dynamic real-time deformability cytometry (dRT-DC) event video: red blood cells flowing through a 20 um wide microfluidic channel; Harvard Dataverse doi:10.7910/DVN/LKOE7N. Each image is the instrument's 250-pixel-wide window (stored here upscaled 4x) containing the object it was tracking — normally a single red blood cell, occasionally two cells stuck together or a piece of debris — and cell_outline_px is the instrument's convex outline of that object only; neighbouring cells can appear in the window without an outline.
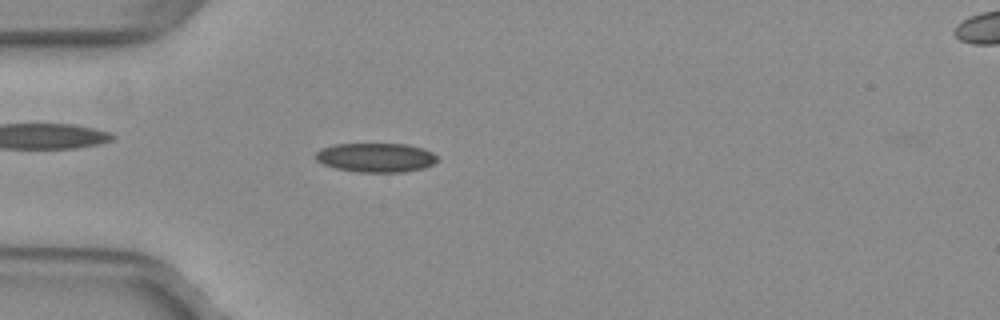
{"species": "common noctule bat (a hibernating species)", "species_latin": "Nyctalus noctula", "temperature_condition": "warm", "stored_images_in_passage": 51, "camera_frame_rate_fps": 3000, "um_per_image_px": 0.085, "animal": {"sex": "female", "body_mass_g": 29.2, "forearm_length_mm": 56.3}, "frame": {"image": 1, "passage_image": 15, "time_ms": 4.667, "image_size_px": [1000, 320], "cell_outline_px": [[436, 160], [432, 164], [424, 168], [404, 172], [356, 172], [336, 168], [324, 164], [316, 160], [316, 152], [320, 148], [336, 144], [408, 144], [424, 148], [432, 152], [436, 156]], "centroid_in_image_um": [31.95, 13.39], "position_along_channel_um": 53.1, "area_um2": 20.69}}
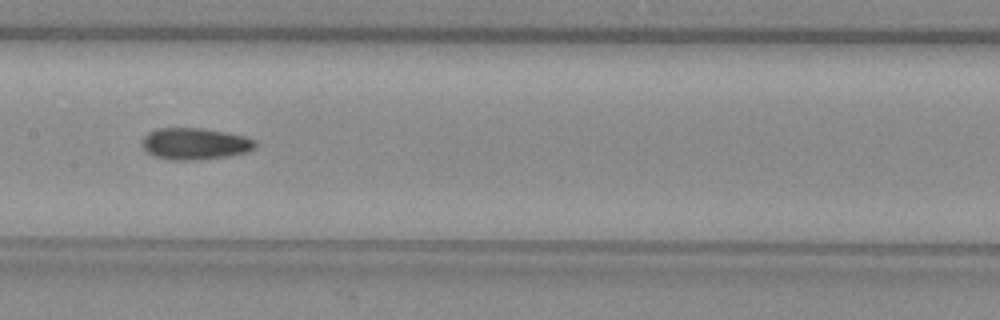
{"frame": {"image": 2, "passage_image": 26, "time_ms": 8.333, "image_size_px": [1000, 320], "cell_outline_px": [[256, 148], [248, 152], [228, 156], [192, 160], [168, 160], [152, 156], [144, 148], [144, 136], [148, 132], [156, 128], [200, 128], [224, 132], [244, 136], [256, 140]], "centroid_in_image_um": [16.58, 12.22], "position_along_channel_um": 190.8, "area_um2": 20.87}}
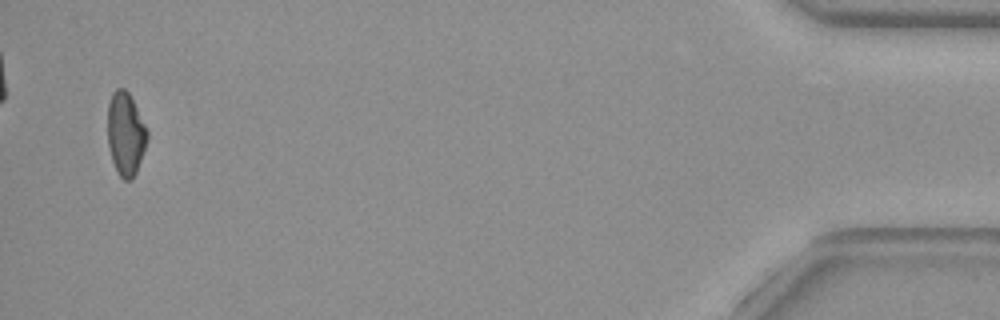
{"frame": {"image": 3, "passage_image": 50, "time_ms": 16.333, "image_size_px": [1000, 320], "cell_outline_px": [[148, 140], [136, 172], [132, 180], [124, 180], [116, 172], [112, 160], [108, 144], [108, 104], [112, 92], [116, 88], [124, 88], [128, 92], [148, 132]], "centroid_in_image_um": [10.67, 11.4], "position_along_channel_um": 424.5, "area_um2": 19.07}, "authors_computed_cell_mechanics": {"area_um2": 19.9988, "velocity_mm_per_s": 4.022, "shape_relaxation_time_tau1_ms": null, "shape_relaxation_time_tau2_ms": 5.0468, "deformation_change_tau1": null, "deformation_change_tau2": 0.1161}}